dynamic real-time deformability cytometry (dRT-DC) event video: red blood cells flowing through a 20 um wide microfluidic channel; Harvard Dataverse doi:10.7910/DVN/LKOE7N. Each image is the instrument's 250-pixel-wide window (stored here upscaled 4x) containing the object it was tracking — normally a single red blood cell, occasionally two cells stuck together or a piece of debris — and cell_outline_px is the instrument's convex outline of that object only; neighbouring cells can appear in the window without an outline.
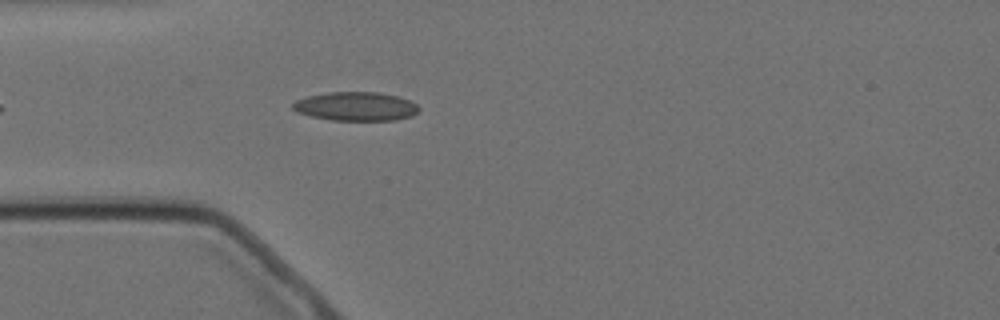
{"species": "Egyptian fruit bat (a non-hibernating species)", "species_latin": "Rousettus aegyptiacus", "temperature_condition": "cold", "stored_images_in_passage": 3, "camera_frame_rate_fps": 3000, "um_per_image_px": 0.085, "animal": {"sex": "female"}, "frame": {"image": 1, "passage_image": 3, "time_ms": 2.333, "image_size_px": [1000, 320], "cell_outline_px": [[420, 108], [412, 116], [396, 120], [332, 120], [312, 116], [296, 112], [292, 108], [292, 104], [296, 100], [308, 96], [328, 92], [380, 92], [396, 96], [408, 100], [416, 104]], "centroid_in_image_um": [30.24, 9.04], "position_along_channel_um": 54.8, "area_um2": 21.1}}